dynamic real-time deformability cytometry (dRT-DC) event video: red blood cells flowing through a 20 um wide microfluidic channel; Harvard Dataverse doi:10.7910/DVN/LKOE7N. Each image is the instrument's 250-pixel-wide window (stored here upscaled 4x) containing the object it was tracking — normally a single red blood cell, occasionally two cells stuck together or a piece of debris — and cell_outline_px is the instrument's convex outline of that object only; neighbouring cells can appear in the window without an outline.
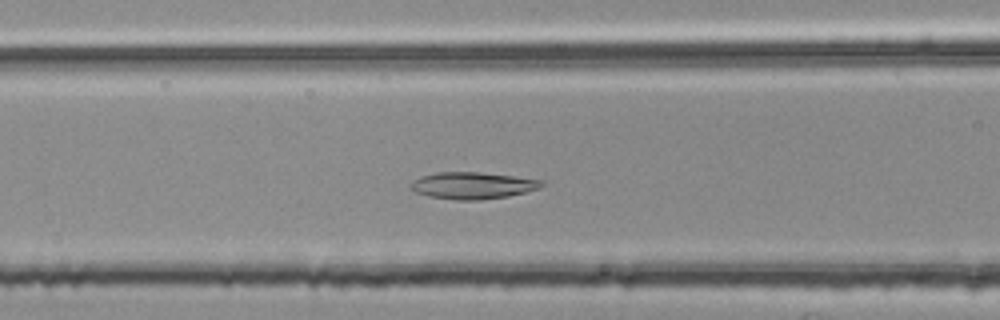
{"species": "common noctule bat (a hibernating species)", "species_latin": "Nyctalus noctula", "temperature_condition": "room temperature", "stored_images_in_passage": 41, "camera_frame_rate_fps": 3000, "um_per_image_px": 0.085, "animal": {"sex": "female", "body_mass_g": 25.1}, "frame": {"image": 1, "passage_image": 19, "time_ms": 6.0, "image_size_px": [1000, 320], "cell_outline_px": [[544, 184], [540, 188], [508, 196], [480, 200], [456, 200], [432, 196], [416, 192], [408, 188], [408, 184], [412, 180], [420, 176], [436, 172], [480, 172], [512, 176], [540, 180]], "centroid_in_image_um": [40.11, 15.76], "position_along_channel_um": 126.5, "area_um2": 20.4}}
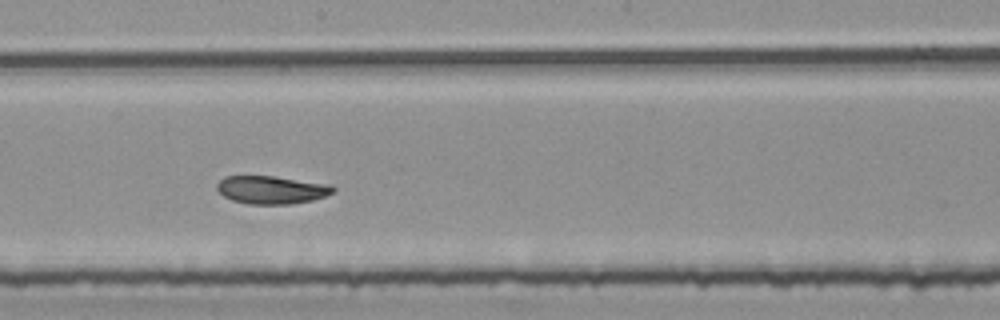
{"frame": {"image": 2, "passage_image": 27, "time_ms": 8.667, "image_size_px": [1000, 320], "cell_outline_px": [[336, 188], [332, 192], [324, 196], [312, 200], [292, 204], [248, 204], [232, 200], [224, 196], [216, 188], [216, 184], [224, 176], [276, 176], [332, 184]], "centroid_in_image_um": [23.09, 16.12], "position_along_channel_um": 225.1, "area_um2": 19.07}}
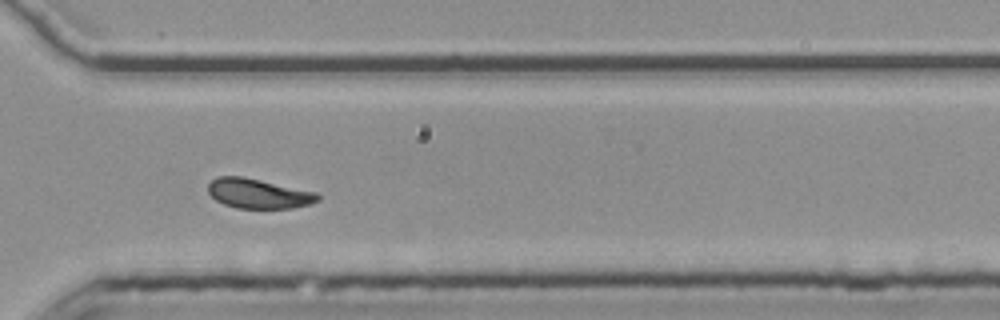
{"frame": {"image": 3, "passage_image": 37, "time_ms": 12.0, "image_size_px": [1000, 320], "cell_outline_px": [[320, 200], [308, 204], [292, 208], [236, 208], [224, 204], [216, 200], [208, 192], [208, 184], [216, 176], [244, 176], [316, 192], [320, 196]], "centroid_in_image_um": [21.95, 16.44], "position_along_channel_um": 348.6, "area_um2": 19.02}, "authors_computed_cell_mechanics": {"area_um2": 19.7676, "velocity_mm_per_s": 3.7143, "shape_relaxation_time_tau1_ms": 4.5076, "shape_relaxation_time_tau2_ms": 2.1532, "deformation_change_tau1": 0.1422, "deformation_change_tau2": 0.0727}}